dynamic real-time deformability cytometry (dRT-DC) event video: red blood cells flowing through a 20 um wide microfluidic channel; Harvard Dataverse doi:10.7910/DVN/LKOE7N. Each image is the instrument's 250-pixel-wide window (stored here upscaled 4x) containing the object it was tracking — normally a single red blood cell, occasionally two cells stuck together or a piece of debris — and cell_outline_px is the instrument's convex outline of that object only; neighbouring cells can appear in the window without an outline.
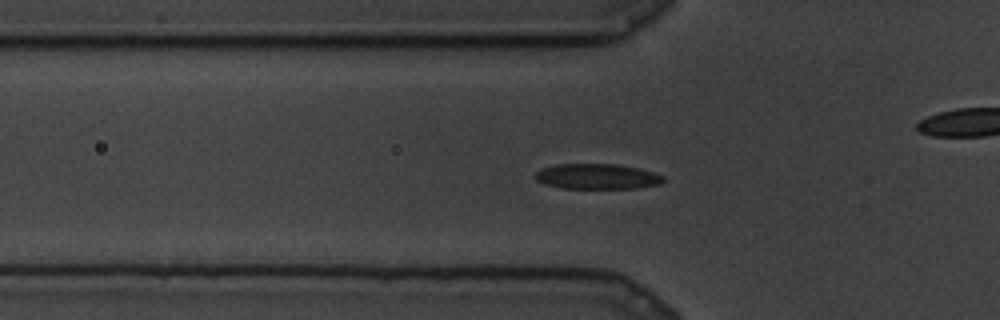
{"species": "common noctule bat (a hibernating species)", "species_latin": "Nyctalus noctula", "temperature_condition": "cold", "stored_images_in_passage": 87, "camera_frame_rate_fps": 3000, "um_per_image_px": 0.085, "animal": {"sex": "male", "body_mass_g": 19.5, "forearm_length_mm": 54.6}, "frame": {"image": 1, "passage_image": 29, "time_ms": 9.333, "image_size_px": [1000, 320], "cell_outline_px": [[664, 180], [660, 184], [636, 188], [560, 188], [544, 184], [536, 180], [536, 172], [540, 168], [556, 164], [616, 164], [636, 168], [652, 172], [664, 176]], "centroid_in_image_um": [50.72, 15.0], "position_along_channel_um": 75.1, "area_um2": 18.84}}
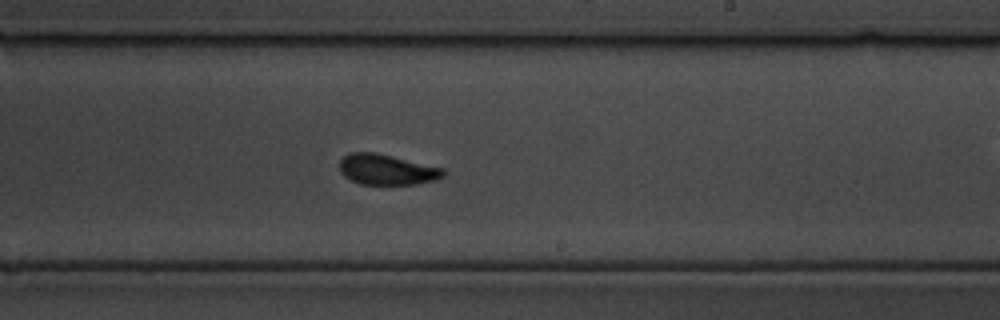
{"frame": {"image": 2, "passage_image": 52, "time_ms": 17.0, "image_size_px": [1000, 320], "cell_outline_px": [[444, 176], [436, 180], [416, 184], [360, 184], [344, 176], [340, 172], [340, 160], [348, 152], [376, 152], [444, 168]], "centroid_in_image_um": [32.87, 14.4], "position_along_channel_um": 256.1, "area_um2": 18.5}}
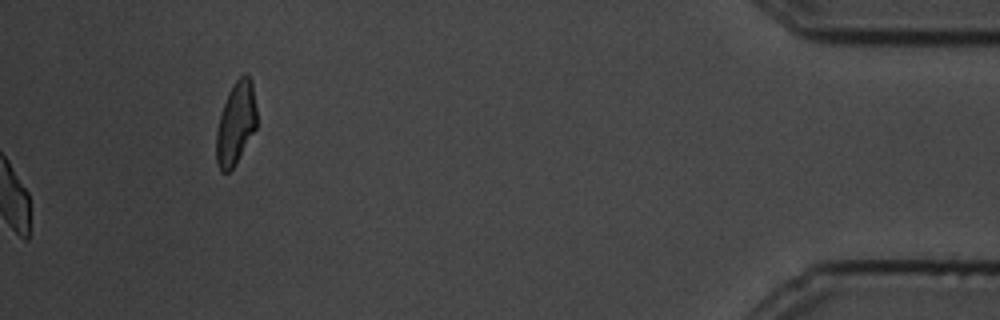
{"frame": {"image": 3, "passage_image": 87, "time_ms": 28.667, "image_size_px": [1000, 320], "cell_outline_px": [[256, 128], [236, 164], [228, 172], [220, 172], [216, 164], [216, 132], [220, 116], [228, 92], [236, 80], [244, 72], [248, 72], [252, 80], [256, 108]], "centroid_in_image_um": [20.05, 10.48], "position_along_channel_um": 415.2, "area_um2": 19.65}}